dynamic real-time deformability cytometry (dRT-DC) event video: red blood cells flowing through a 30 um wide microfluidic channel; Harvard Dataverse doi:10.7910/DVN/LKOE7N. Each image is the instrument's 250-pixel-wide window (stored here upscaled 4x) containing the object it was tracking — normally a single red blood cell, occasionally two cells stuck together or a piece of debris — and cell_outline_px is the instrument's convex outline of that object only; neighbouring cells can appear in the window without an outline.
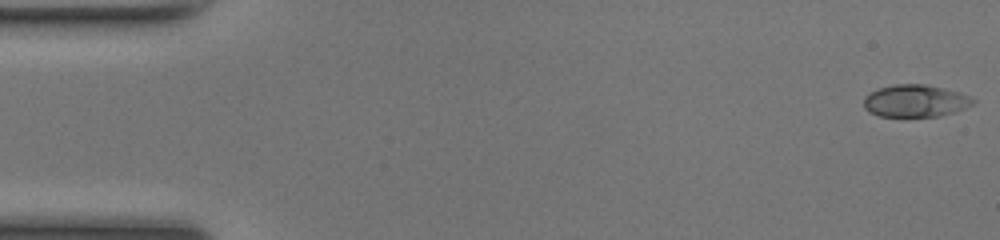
{"species": "common noctule bat (a hibernating species)", "species_latin": "Nyctalus noctula", "temperature_condition": "room temperature", "stored_images_in_passage": 50, "camera_frame_rate_fps": 3000, "um_per_image_px": 0.085, "animal": {"sex": "female", "body_mass_g": 17.0, "forearm_length_mm": 48.0}, "frame": {"image": 1, "passage_image": 1, "time_ms": 0.0, "image_size_px": [1000, 240], "cell_outline_px": [[976, 100], [972, 104], [956, 112], [940, 116], [880, 116], [868, 112], [864, 108], [864, 96], [880, 88], [896, 84], [928, 84], [960, 92], [972, 96]], "centroid_in_image_um": [77.83, 8.57], "position_along_channel_um": 7.2, "area_um2": 20.63}}
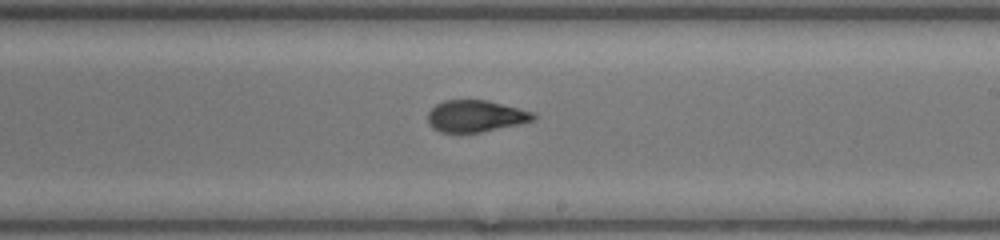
{"frame": {"image": 2, "passage_image": 29, "time_ms": 9.333, "image_size_px": [1000, 240], "cell_outline_px": [[536, 116], [532, 120], [520, 124], [480, 132], [440, 132], [432, 128], [428, 124], [428, 112], [436, 104], [444, 100], [488, 100], [536, 112]], "centroid_in_image_um": [40.43, 9.86], "position_along_channel_um": 248.6, "area_um2": 19.59}}
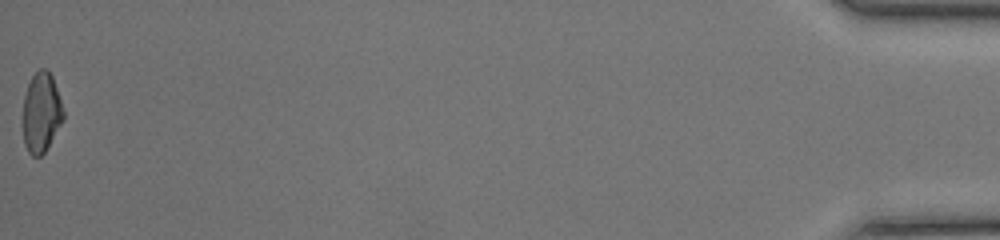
{"frame": {"image": 3, "passage_image": 50, "time_ms": 16.333, "image_size_px": [1000, 240], "cell_outline_px": [[64, 120], [44, 152], [40, 156], [32, 156], [28, 152], [24, 144], [24, 96], [28, 84], [32, 76], [40, 68], [44, 68], [52, 76], [64, 112]], "centroid_in_image_um": [3.52, 9.58], "position_along_channel_um": 431.7, "area_um2": 18.5}, "authors_computed_cell_mechanics": {"area_um2": 20.23, "velocity_mm_per_s": 4.1776, "shape_relaxation_time_tau1_ms": null, "shape_relaxation_time_tau2_ms": 1.0341, "deformation_change_tau1": null, "deformation_change_tau2": 0.0531}}